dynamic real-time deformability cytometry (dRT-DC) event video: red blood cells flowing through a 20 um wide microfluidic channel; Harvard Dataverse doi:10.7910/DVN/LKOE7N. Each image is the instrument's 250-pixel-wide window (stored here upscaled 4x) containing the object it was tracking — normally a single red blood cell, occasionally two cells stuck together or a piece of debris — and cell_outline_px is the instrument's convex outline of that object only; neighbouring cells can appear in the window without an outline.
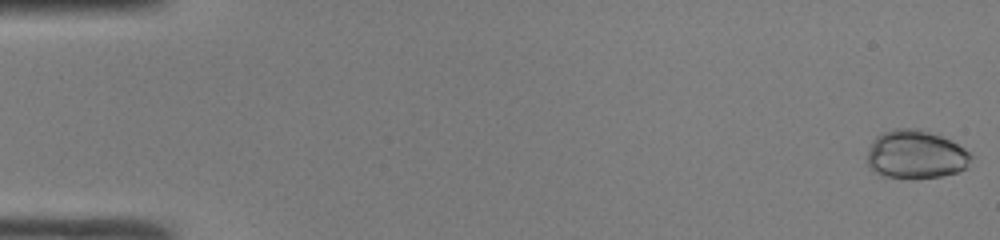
{"species": "common noctule bat (a hibernating species)", "species_latin": "Nyctalus noctula", "temperature_condition": "room temperature", "stored_images_in_passage": 48, "camera_frame_rate_fps": 3000, "um_per_image_px": 0.085, "animal": {"sex": "male", "body_mass_g": 19.0, "forearm_length_mm": 50.8}, "frame": {"image": 1, "passage_image": 1, "time_ms": 0.0, "image_size_px": [1000, 240], "cell_outline_px": [[972, 156], [968, 168], [956, 172], [940, 176], [884, 176], [876, 172], [868, 164], [868, 152], [872, 140], [876, 136], [884, 132], [896, 128], [916, 128], [940, 136], [964, 148]], "centroid_in_image_um": [77.84, 13.1], "position_along_channel_um": 7.2, "area_um2": 28.5}}
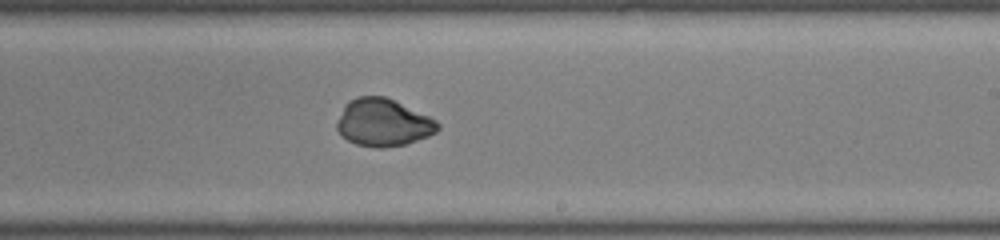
{"frame": {"image": 2, "passage_image": 30, "time_ms": 9.667, "image_size_px": [1000, 240], "cell_outline_px": [[440, 128], [436, 132], [428, 136], [404, 144], [384, 148], [376, 148], [356, 144], [348, 140], [336, 128], [336, 120], [344, 104], [348, 100], [356, 96], [384, 96], [428, 116], [436, 120], [440, 124]], "centroid_in_image_um": [32.53, 10.41], "position_along_channel_um": 256.5, "area_um2": 27.8}}
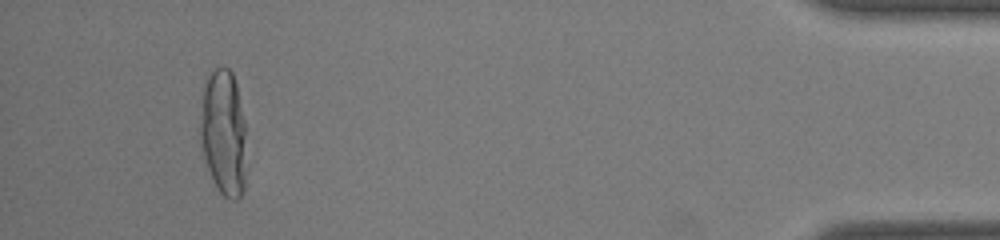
{"frame": {"image": 3, "passage_image": 46, "time_ms": 15.0, "image_size_px": [1000, 240], "cell_outline_px": [[244, 188], [240, 196], [236, 200], [232, 200], [224, 196], [220, 192], [208, 168], [200, 144], [200, 120], [204, 88], [208, 76], [216, 68], [228, 68], [232, 72], [236, 84], [244, 120]], "centroid_in_image_um": [18.99, 11.29], "position_along_channel_um": 416.2, "area_um2": 33.12}}